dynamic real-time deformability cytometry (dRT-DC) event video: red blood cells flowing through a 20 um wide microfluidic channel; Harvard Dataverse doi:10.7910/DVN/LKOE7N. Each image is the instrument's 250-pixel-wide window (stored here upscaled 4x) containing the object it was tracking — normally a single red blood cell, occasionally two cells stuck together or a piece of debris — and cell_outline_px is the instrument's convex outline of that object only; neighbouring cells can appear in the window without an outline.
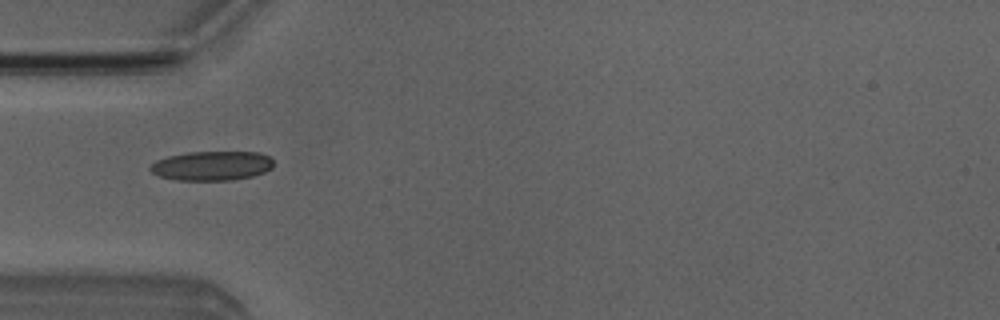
{"species": "Egyptian fruit bat (a non-hibernating species)", "species_latin": "Rousettus aegyptiacus", "temperature_condition": "room temperature", "stored_images_in_passage": 3, "camera_frame_rate_fps": 3000, "um_per_image_px": 0.085, "animal": {"sex": "male"}, "frame": {"image": 1, "passage_image": 3, "time_ms": 3.0, "image_size_px": [1000, 320], "cell_outline_px": [[272, 168], [264, 172], [252, 176], [232, 180], [176, 180], [160, 176], [152, 172], [148, 168], [156, 160], [168, 156], [188, 152], [260, 152], [268, 156], [272, 160]], "centroid_in_image_um": [18.0, 14.09], "position_along_channel_um": 67.0, "area_um2": 21.04}}